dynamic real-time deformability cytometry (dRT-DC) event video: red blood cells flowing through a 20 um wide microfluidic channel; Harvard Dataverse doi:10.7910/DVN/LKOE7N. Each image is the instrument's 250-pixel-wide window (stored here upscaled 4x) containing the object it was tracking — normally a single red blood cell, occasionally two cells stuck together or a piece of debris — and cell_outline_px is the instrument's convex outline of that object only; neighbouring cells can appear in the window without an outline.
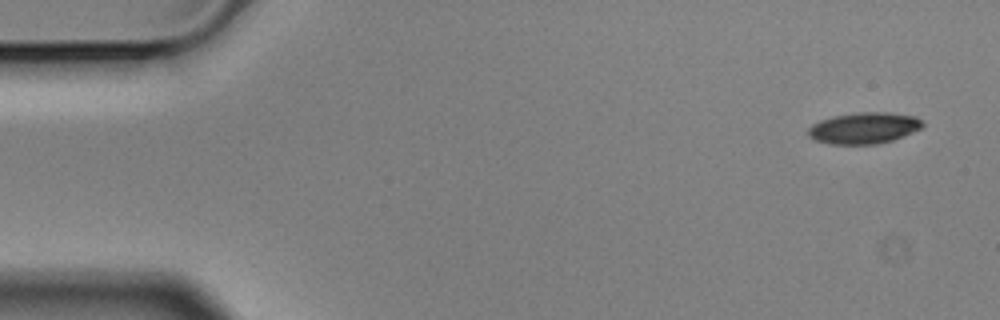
{"species": "Egyptian fruit bat (a non-hibernating species)", "species_latin": "Rousettus aegyptiacus", "temperature_condition": "cold", "stored_images_in_passage": 6, "camera_frame_rate_fps": 3000, "um_per_image_px": 0.085, "animal": {"sex": "male"}, "frame": {"image": 1, "passage_image": 1, "time_ms": 0.0, "image_size_px": [1000, 320], "cell_outline_px": [[924, 124], [920, 128], [912, 132], [892, 140], [876, 144], [828, 144], [816, 140], [808, 136], [808, 128], [812, 124], [820, 120], [832, 116], [860, 112], [888, 112], [916, 116]], "centroid_in_image_um": [73.41, 10.88], "position_along_channel_um": 11.6, "area_um2": 20.81}}
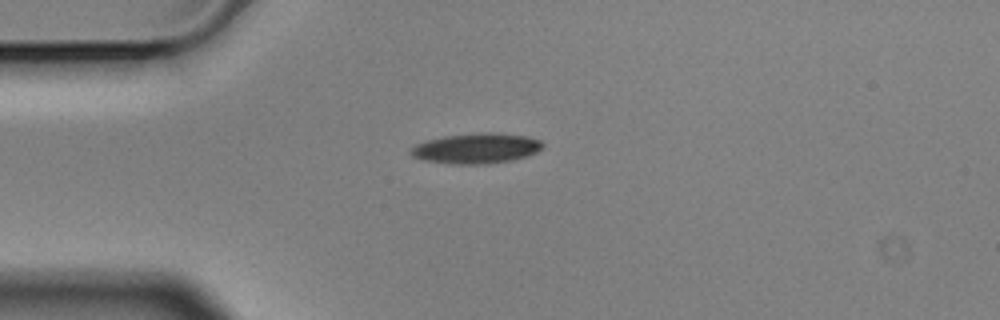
{"frame": {"image": 2, "passage_image": 4, "time_ms": 1.0, "image_size_px": [1000, 320], "cell_outline_px": [[544, 148], [528, 156], [512, 160], [484, 164], [452, 164], [424, 160], [412, 156], [408, 152], [416, 144], [428, 140], [444, 136], [484, 132], [492, 132], [524, 136], [540, 140], [544, 144]], "centroid_in_image_um": [40.5, 12.61], "position_along_channel_um": 44.5, "area_um2": 23.24}}
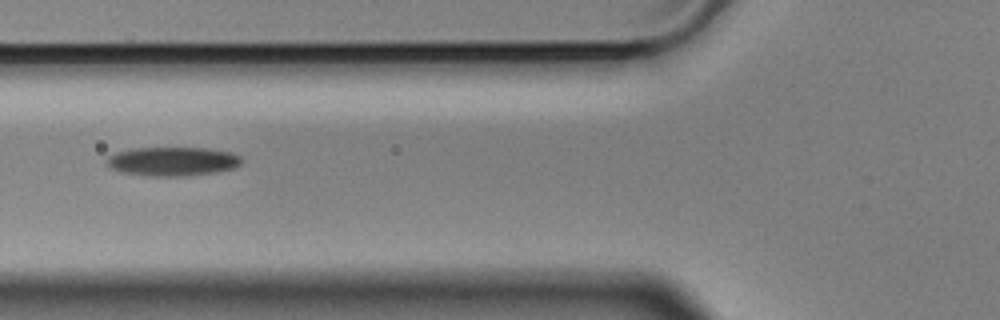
{"frame": {"image": 3, "passage_image": 6, "time_ms": 1.667, "image_size_px": [1000, 320], "cell_outline_px": [[240, 164], [232, 168], [216, 172], [188, 176], [148, 176], [120, 172], [108, 168], [104, 164], [104, 160], [108, 156], [116, 152], [132, 148], [204, 148], [232, 152], [240, 156]], "centroid_in_image_um": [14.58, 13.72], "position_along_channel_um": 111.2, "area_um2": 23.0}}